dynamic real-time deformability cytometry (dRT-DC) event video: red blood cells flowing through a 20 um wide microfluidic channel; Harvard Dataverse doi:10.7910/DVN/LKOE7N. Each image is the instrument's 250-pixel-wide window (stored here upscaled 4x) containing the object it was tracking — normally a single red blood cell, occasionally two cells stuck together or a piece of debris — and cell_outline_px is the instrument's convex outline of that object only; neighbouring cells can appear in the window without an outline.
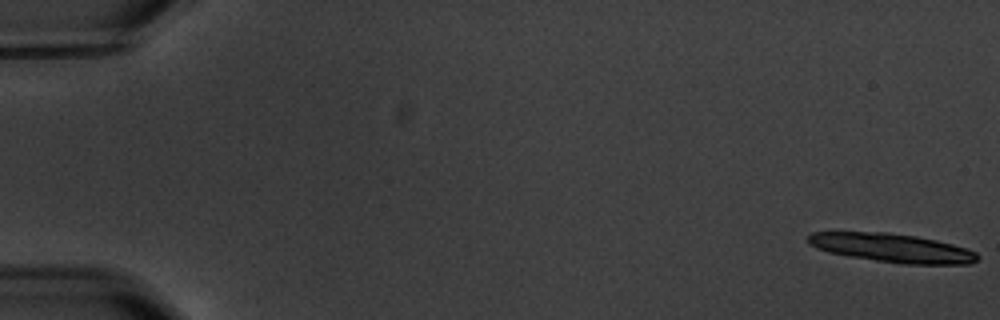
{"species": "common noctule bat (a hibernating species)", "species_latin": "Nyctalus noctula", "temperature_condition": "warm", "stored_images_in_passage": 7, "camera_frame_rate_fps": 3000, "um_per_image_px": 0.085, "animal": {"sex": "male", "body_mass_g": 20.1, "forearm_length_mm": 53.5}, "frame": {"image": 1, "passage_image": 1, "time_ms": 0.0, "image_size_px": [1000, 320], "cell_outline_px": [[980, 256], [972, 264], [900, 264], [848, 256], [828, 252], [816, 248], [808, 240], [808, 236], [812, 232], [888, 232], [916, 236], [936, 240], [952, 244], [976, 252]], "centroid_in_image_um": [75.84, 21.08], "position_along_channel_um": 9.2, "area_um2": 28.32}}